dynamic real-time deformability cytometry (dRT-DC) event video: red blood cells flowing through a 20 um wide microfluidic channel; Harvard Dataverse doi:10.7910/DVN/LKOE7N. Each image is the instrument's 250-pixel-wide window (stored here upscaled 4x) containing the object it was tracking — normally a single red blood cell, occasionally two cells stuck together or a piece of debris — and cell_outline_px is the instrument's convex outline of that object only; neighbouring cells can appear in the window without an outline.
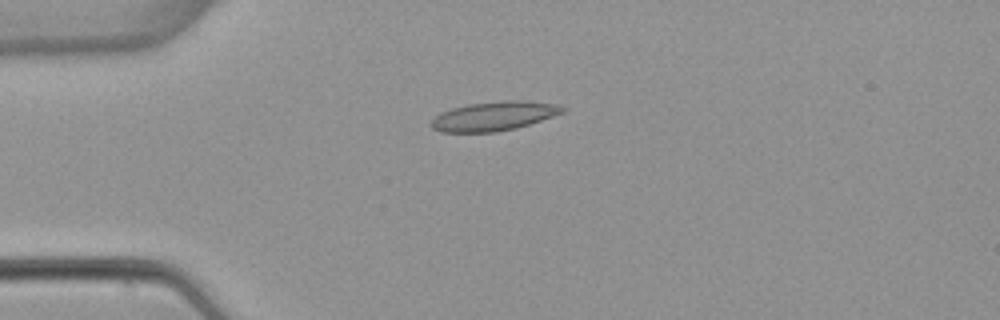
{"species": "common noctule bat (a hibernating species)", "species_latin": "Nyctalus noctula", "temperature_condition": "warm", "stored_images_in_passage": 6, "camera_frame_rate_fps": 3000, "um_per_image_px": 0.085, "animal": {"sex": "female", "body_mass_g": 22.7, "forearm_length_mm": 54.2}, "frame": {"image": 1, "passage_image": 4, "time_ms": 3.667, "image_size_px": [1000, 320], "cell_outline_px": [[568, 108], [564, 112], [516, 128], [496, 132], [440, 132], [432, 128], [432, 120], [440, 112], [452, 108], [468, 104], [512, 100], [524, 100], [556, 104]], "centroid_in_image_um": [41.99, 9.87], "position_along_channel_um": 43.0, "area_um2": 22.14}}
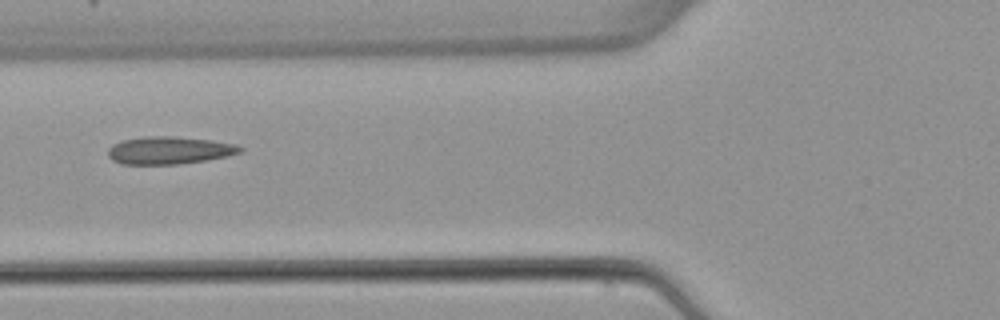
{"frame": {"image": 2, "passage_image": 6, "time_ms": 6.0, "image_size_px": [1000, 320], "cell_outline_px": [[244, 152], [228, 156], [204, 160], [176, 164], [120, 164], [112, 160], [108, 156], [108, 148], [112, 144], [124, 140], [148, 136], [172, 136], [208, 140], [236, 144], [244, 148]], "centroid_in_image_um": [14.39, 12.78], "position_along_channel_um": 111.4, "area_um2": 21.15}}